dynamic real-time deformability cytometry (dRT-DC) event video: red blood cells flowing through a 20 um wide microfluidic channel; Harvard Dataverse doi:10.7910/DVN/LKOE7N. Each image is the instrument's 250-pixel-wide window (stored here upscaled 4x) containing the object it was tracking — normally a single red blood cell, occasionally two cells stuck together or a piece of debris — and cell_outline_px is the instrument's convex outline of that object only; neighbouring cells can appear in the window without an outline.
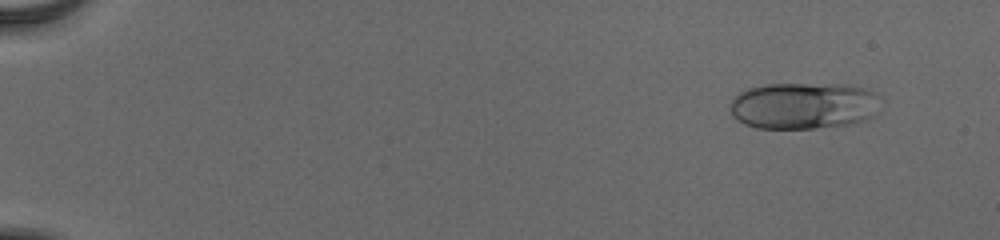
{"species": "human", "species_latin": "Homo sapiens", "temperature_condition": "cold", "stored_images_in_passage": 55, "camera_frame_rate_fps": 3000, "um_per_image_px": 0.085, "donor": {"sex": "male"}, "frame": {"image": 1, "passage_image": 6, "time_ms": 1.667, "image_size_px": [1000, 240], "cell_outline_px": [[876, 92], [872, 116], [864, 120], [848, 124], [816, 128], [756, 128], [744, 124], [736, 120], [732, 116], [732, 100], [740, 92], [748, 88], [768, 84], [848, 84], [864, 88]], "centroid_in_image_um": [68.23, 8.98], "position_along_channel_um": 16.8, "area_um2": 40.46}}
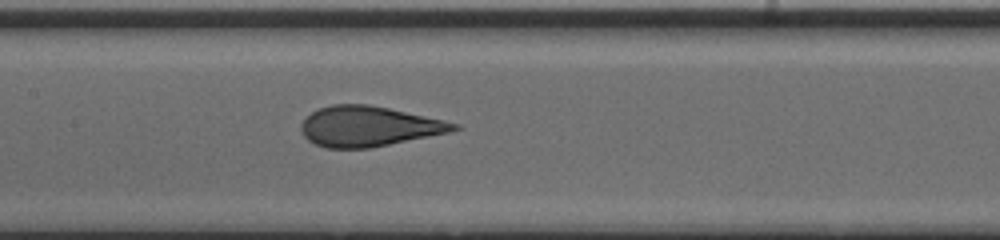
{"frame": {"image": 2, "passage_image": 30, "time_ms": 9.667, "image_size_px": [1000, 240], "cell_outline_px": [[460, 128], [448, 132], [372, 148], [324, 148], [308, 140], [304, 136], [300, 128], [300, 124], [312, 112], [320, 108], [332, 104], [368, 104], [388, 108], [444, 120], [460, 124]], "centroid_in_image_um": [31.32, 10.74], "position_along_channel_um": 176.1, "area_um2": 35.55}}
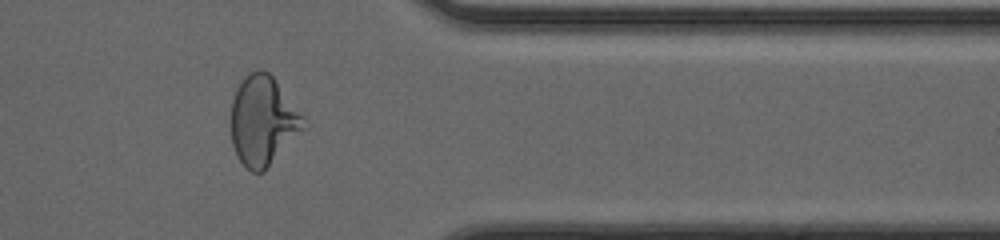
{"frame": {"image": 3, "passage_image": 47, "time_ms": 15.333, "image_size_px": [1000, 240], "cell_outline_px": [[304, 128], [264, 172], [252, 172], [236, 156], [232, 144], [232, 100], [236, 88], [244, 76], [260, 68], [268, 72], [272, 76], [304, 116]], "centroid_in_image_um": [22.34, 10.26], "position_along_channel_um": 389.1, "area_um2": 37.4}, "authors_computed_cell_mechanics": {"area_um2": 37.2232, "velocity_mm_per_s": 3.9104, "shape_relaxation_time_tau1_ms": 6.0185, "shape_relaxation_time_tau2_ms": null, "deformation_change_tau1": 0.2212, "deformation_change_tau2": null}}